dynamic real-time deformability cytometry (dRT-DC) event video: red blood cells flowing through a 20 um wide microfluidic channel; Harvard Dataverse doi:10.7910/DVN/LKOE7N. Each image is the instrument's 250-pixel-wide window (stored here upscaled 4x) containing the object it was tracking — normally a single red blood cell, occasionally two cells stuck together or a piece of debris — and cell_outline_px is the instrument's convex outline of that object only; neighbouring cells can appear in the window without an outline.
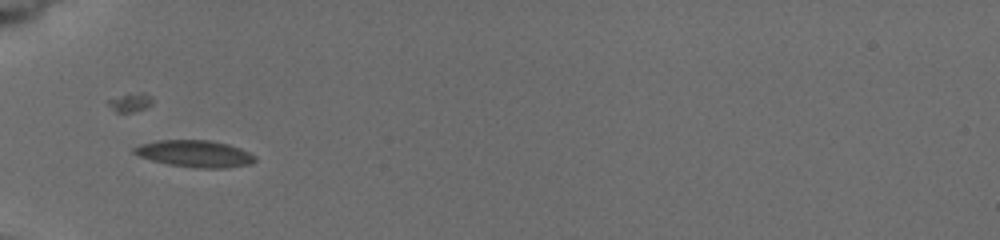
{"species": "common noctule bat (a hibernating species)", "species_latin": "Nyctalus noctula", "temperature_condition": "cold", "stored_images_in_passage": 7, "camera_frame_rate_fps": 3000, "um_per_image_px": 0.085, "animal": {"sex": "female", "body_mass_g": 19.5, "forearm_length_mm": 54.1}, "frame": {"image": 1, "passage_image": 6, "time_ms": 4.333, "image_size_px": [1000, 240], "cell_outline_px": [[256, 160], [248, 164], [228, 168], [196, 168], [168, 164], [152, 160], [140, 156], [132, 152], [132, 148], [140, 144], [156, 140], [212, 140], [228, 144], [240, 148], [256, 156]], "centroid_in_image_um": [16.55, 13.06], "position_along_channel_um": 68.4, "area_um2": 18.96}}
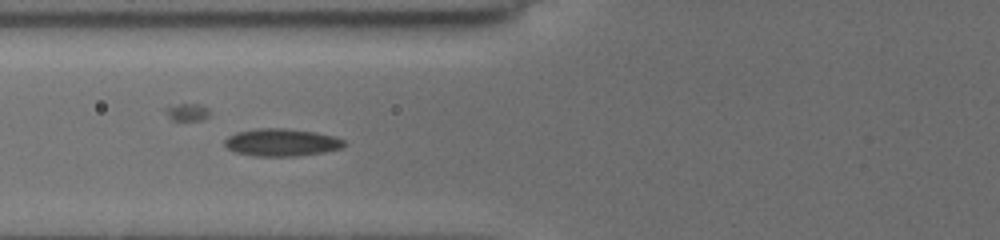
{"frame": {"image": 2, "passage_image": 7, "time_ms": 5.333, "image_size_px": [1000, 240], "cell_outline_px": [[348, 144], [344, 148], [324, 152], [296, 156], [252, 156], [236, 152], [228, 148], [224, 144], [224, 140], [228, 136], [236, 132], [256, 128], [284, 128], [316, 132], [332, 136], [344, 140]], "centroid_in_image_um": [23.95, 12.1], "position_along_channel_um": 101.9, "area_um2": 19.31}}